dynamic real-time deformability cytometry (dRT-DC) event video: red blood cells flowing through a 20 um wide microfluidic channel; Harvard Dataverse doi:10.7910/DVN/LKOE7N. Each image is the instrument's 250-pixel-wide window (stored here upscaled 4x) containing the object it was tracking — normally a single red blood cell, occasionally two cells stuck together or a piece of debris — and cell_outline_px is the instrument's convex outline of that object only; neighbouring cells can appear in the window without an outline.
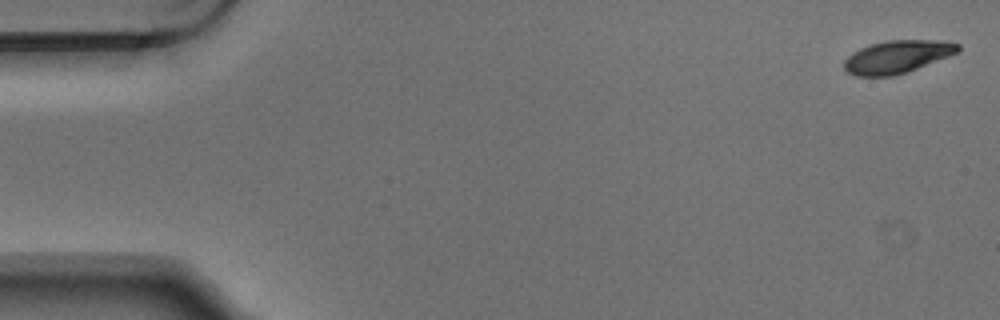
{"species": "Egyptian fruit bat (a non-hibernating species)", "species_latin": "Rousettus aegyptiacus", "temperature_condition": "warm", "stored_images_in_passage": 3, "camera_frame_rate_fps": 3000, "um_per_image_px": 0.085, "animal": {"sex": "male"}, "frame": {"image": 1, "passage_image": 1, "time_ms": 0.0, "image_size_px": [1000, 320], "cell_outline_px": [[960, 48], [956, 52], [948, 56], [916, 68], [892, 76], [856, 76], [848, 72], [844, 68], [844, 60], [852, 52], [860, 48], [872, 44], [888, 40], [940, 40], [960, 44]], "centroid_in_image_um": [76.23, 4.81], "position_along_channel_um": 8.8, "area_um2": 21.39}}